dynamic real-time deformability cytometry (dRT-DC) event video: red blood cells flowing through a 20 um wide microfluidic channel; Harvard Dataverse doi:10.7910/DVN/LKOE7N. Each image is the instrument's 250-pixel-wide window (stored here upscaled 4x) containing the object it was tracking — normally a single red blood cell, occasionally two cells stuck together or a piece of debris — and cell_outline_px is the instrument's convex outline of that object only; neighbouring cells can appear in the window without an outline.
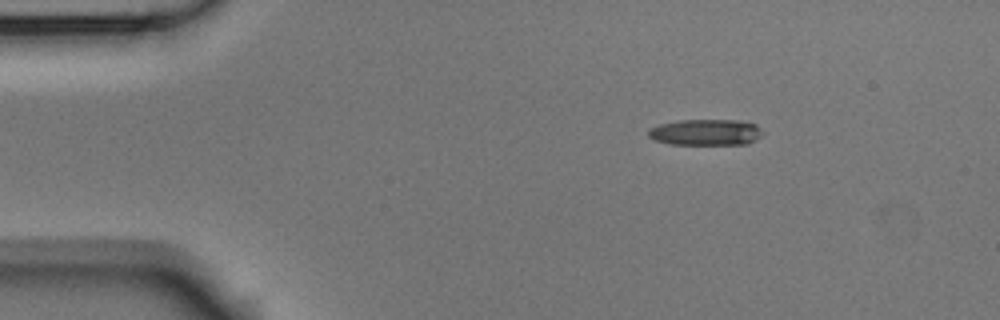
{"species": "Egyptian fruit bat (a non-hibernating species)", "species_latin": "Rousettus aegyptiacus", "temperature_condition": "room temperature", "stored_images_in_passage": 4, "camera_frame_rate_fps": 3000, "um_per_image_px": 0.085, "animal": {"sex": "male"}, "frame": {"image": 1, "passage_image": 2, "time_ms": 0.333, "image_size_px": [1000, 320], "cell_outline_px": [[764, 132], [760, 136], [748, 144], [668, 144], [656, 140], [648, 136], [648, 128], [660, 124], [680, 120], [740, 120], [756, 124]], "centroid_in_image_um": [59.99, 11.24], "position_along_channel_um": 25.0, "area_um2": 17.46}}